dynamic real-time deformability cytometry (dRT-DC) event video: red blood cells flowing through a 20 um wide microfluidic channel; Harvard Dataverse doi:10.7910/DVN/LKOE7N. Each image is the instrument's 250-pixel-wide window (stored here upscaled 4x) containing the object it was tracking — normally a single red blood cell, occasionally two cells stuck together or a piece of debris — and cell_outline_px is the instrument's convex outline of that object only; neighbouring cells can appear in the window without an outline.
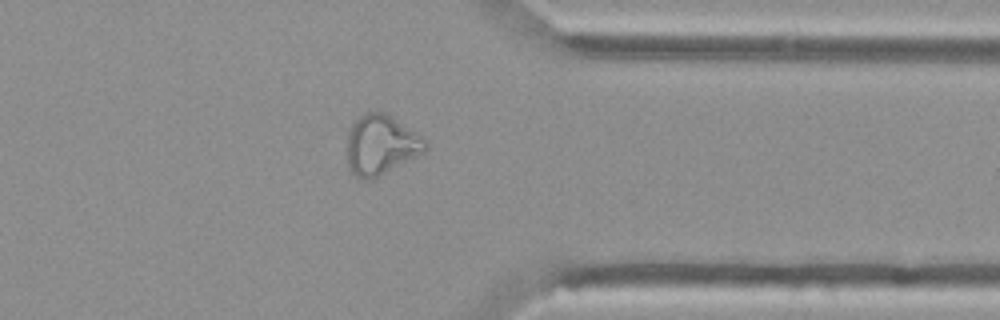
{"species": "Egyptian fruit bat (a non-hibernating species)", "species_latin": "Rousettus aegyptiacus", "temperature_condition": "cold", "stored_images_in_passage": 54, "camera_frame_rate_fps": 3000, "um_per_image_px": 0.085, "animal": {"sex": "female"}, "frame": {"image": 1, "passage_image": 43, "time_ms": 14.0, "image_size_px": [1000, 320], "cell_outline_px": [[428, 148], [424, 152], [376, 180], [360, 180], [348, 168], [348, 132], [352, 124], [364, 112], [384, 112], [392, 116], [416, 132], [428, 144]], "centroid_in_image_um": [32.38, 12.36], "position_along_channel_um": 379.0, "area_um2": 27.63}}
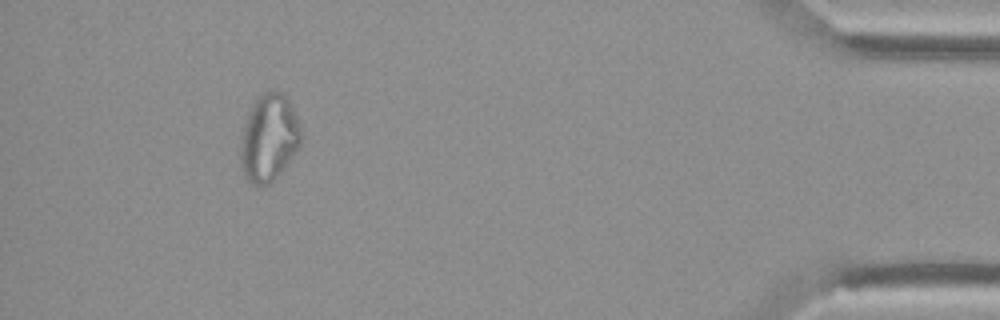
{"frame": {"image": 2, "passage_image": 50, "time_ms": 16.333, "image_size_px": [1000, 320], "cell_outline_px": [[300, 148], [276, 176], [268, 184], [248, 184], [240, 168], [240, 144], [244, 128], [248, 116], [256, 100], [268, 88], [276, 88], [288, 96], [300, 128]], "centroid_in_image_um": [22.85, 11.7], "position_along_channel_um": 412.3, "area_um2": 30.63}, "authors_computed_cell_mechanics": {"area_um2": 28.1775, "velocity_mm_per_s": 3.761, "shape_relaxation_time_tau1_ms": null, "shape_relaxation_time_tau2_ms": 4.0064, "deformation_change_tau1": null, "deformation_change_tau2": 0.132}}